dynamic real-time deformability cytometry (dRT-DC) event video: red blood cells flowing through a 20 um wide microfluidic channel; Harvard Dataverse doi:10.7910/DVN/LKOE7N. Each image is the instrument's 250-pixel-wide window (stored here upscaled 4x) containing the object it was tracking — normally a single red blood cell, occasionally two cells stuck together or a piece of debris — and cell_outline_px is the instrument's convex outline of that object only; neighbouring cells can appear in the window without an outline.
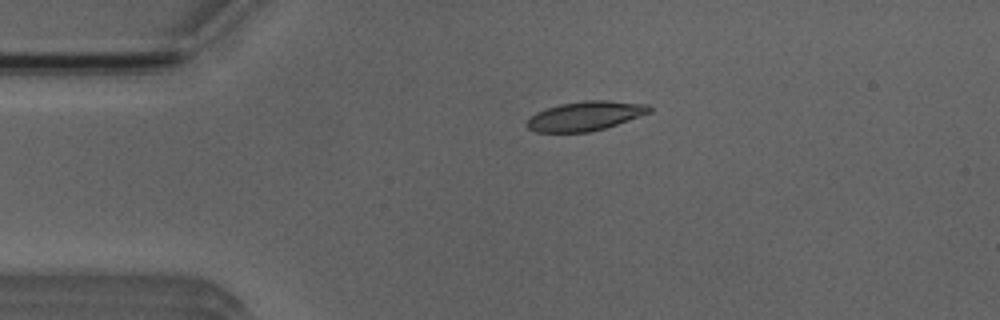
{"species": "Egyptian fruit bat (a non-hibernating species)", "species_latin": "Rousettus aegyptiacus", "temperature_condition": "room temperature", "stored_images_in_passage": 3, "camera_frame_rate_fps": 3000, "um_per_image_px": 0.085, "animal": {"sex": "male"}, "frame": {"image": 1, "passage_image": 2, "time_ms": 1.0, "image_size_px": [1000, 320], "cell_outline_px": [[652, 112], [604, 128], [588, 132], [536, 132], [528, 128], [524, 124], [528, 116], [536, 112], [560, 104], [584, 100], [608, 100], [648, 104], [652, 108]], "centroid_in_image_um": [49.72, 9.85], "position_along_channel_um": 35.3, "area_um2": 21.04}}